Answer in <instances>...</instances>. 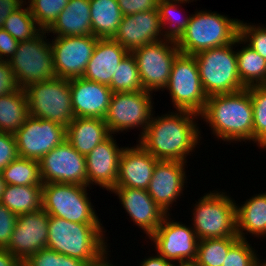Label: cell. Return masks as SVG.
I'll return each mask as SVG.
<instances>
[{
  "label": "cell",
  "mask_w": 266,
  "mask_h": 266,
  "mask_svg": "<svg viewBox=\"0 0 266 266\" xmlns=\"http://www.w3.org/2000/svg\"><path fill=\"white\" fill-rule=\"evenodd\" d=\"M239 37L266 60V25L239 22Z\"/></svg>",
  "instance_id": "ab89813d"
},
{
  "label": "cell",
  "mask_w": 266,
  "mask_h": 266,
  "mask_svg": "<svg viewBox=\"0 0 266 266\" xmlns=\"http://www.w3.org/2000/svg\"><path fill=\"white\" fill-rule=\"evenodd\" d=\"M187 2L173 0H159L157 9L162 24V39L177 43L183 36L191 14L181 16V8ZM181 6V7H179ZM180 8V9H179ZM180 14V16H178ZM182 17V18H181Z\"/></svg>",
  "instance_id": "1f68e13d"
},
{
  "label": "cell",
  "mask_w": 266,
  "mask_h": 266,
  "mask_svg": "<svg viewBox=\"0 0 266 266\" xmlns=\"http://www.w3.org/2000/svg\"><path fill=\"white\" fill-rule=\"evenodd\" d=\"M123 16L138 12L152 11L157 8L159 0H116Z\"/></svg>",
  "instance_id": "f6af8a7d"
},
{
  "label": "cell",
  "mask_w": 266,
  "mask_h": 266,
  "mask_svg": "<svg viewBox=\"0 0 266 266\" xmlns=\"http://www.w3.org/2000/svg\"><path fill=\"white\" fill-rule=\"evenodd\" d=\"M43 184L66 183L88 186L85 156L65 139L40 160Z\"/></svg>",
  "instance_id": "9a60e30c"
},
{
  "label": "cell",
  "mask_w": 266,
  "mask_h": 266,
  "mask_svg": "<svg viewBox=\"0 0 266 266\" xmlns=\"http://www.w3.org/2000/svg\"><path fill=\"white\" fill-rule=\"evenodd\" d=\"M14 137L19 157L39 161L66 139V128L56 122L29 115Z\"/></svg>",
  "instance_id": "5bb4252c"
},
{
  "label": "cell",
  "mask_w": 266,
  "mask_h": 266,
  "mask_svg": "<svg viewBox=\"0 0 266 266\" xmlns=\"http://www.w3.org/2000/svg\"><path fill=\"white\" fill-rule=\"evenodd\" d=\"M253 107V142L266 150V85L247 88Z\"/></svg>",
  "instance_id": "8d00e7d4"
},
{
  "label": "cell",
  "mask_w": 266,
  "mask_h": 266,
  "mask_svg": "<svg viewBox=\"0 0 266 266\" xmlns=\"http://www.w3.org/2000/svg\"><path fill=\"white\" fill-rule=\"evenodd\" d=\"M52 38L56 77L68 80L82 77L99 39L93 35Z\"/></svg>",
  "instance_id": "2e32d148"
},
{
  "label": "cell",
  "mask_w": 266,
  "mask_h": 266,
  "mask_svg": "<svg viewBox=\"0 0 266 266\" xmlns=\"http://www.w3.org/2000/svg\"><path fill=\"white\" fill-rule=\"evenodd\" d=\"M239 19L216 12L197 10L191 14L183 36L176 43L180 52H199L233 43L239 37Z\"/></svg>",
  "instance_id": "277c9868"
},
{
  "label": "cell",
  "mask_w": 266,
  "mask_h": 266,
  "mask_svg": "<svg viewBox=\"0 0 266 266\" xmlns=\"http://www.w3.org/2000/svg\"><path fill=\"white\" fill-rule=\"evenodd\" d=\"M22 263L6 249H0V266H21Z\"/></svg>",
  "instance_id": "681fc988"
},
{
  "label": "cell",
  "mask_w": 266,
  "mask_h": 266,
  "mask_svg": "<svg viewBox=\"0 0 266 266\" xmlns=\"http://www.w3.org/2000/svg\"><path fill=\"white\" fill-rule=\"evenodd\" d=\"M6 185L7 184H6L5 180L3 179L2 172H0V200H1V197H2V194L5 190Z\"/></svg>",
  "instance_id": "816d5d0a"
},
{
  "label": "cell",
  "mask_w": 266,
  "mask_h": 266,
  "mask_svg": "<svg viewBox=\"0 0 266 266\" xmlns=\"http://www.w3.org/2000/svg\"><path fill=\"white\" fill-rule=\"evenodd\" d=\"M239 237H224L199 240L194 266H222L229 249Z\"/></svg>",
  "instance_id": "836d02e7"
},
{
  "label": "cell",
  "mask_w": 266,
  "mask_h": 266,
  "mask_svg": "<svg viewBox=\"0 0 266 266\" xmlns=\"http://www.w3.org/2000/svg\"><path fill=\"white\" fill-rule=\"evenodd\" d=\"M239 44L240 47L243 45L240 50H236L237 69L242 85L245 88L266 85V60L240 37Z\"/></svg>",
  "instance_id": "4dcf8cb0"
},
{
  "label": "cell",
  "mask_w": 266,
  "mask_h": 266,
  "mask_svg": "<svg viewBox=\"0 0 266 266\" xmlns=\"http://www.w3.org/2000/svg\"><path fill=\"white\" fill-rule=\"evenodd\" d=\"M19 41L6 30L0 28V60L9 61L15 54Z\"/></svg>",
  "instance_id": "bcb514c9"
},
{
  "label": "cell",
  "mask_w": 266,
  "mask_h": 266,
  "mask_svg": "<svg viewBox=\"0 0 266 266\" xmlns=\"http://www.w3.org/2000/svg\"><path fill=\"white\" fill-rule=\"evenodd\" d=\"M238 45L239 37L231 44L208 49L194 55L201 85L207 96L234 93L245 89L237 69L235 47Z\"/></svg>",
  "instance_id": "8992f818"
},
{
  "label": "cell",
  "mask_w": 266,
  "mask_h": 266,
  "mask_svg": "<svg viewBox=\"0 0 266 266\" xmlns=\"http://www.w3.org/2000/svg\"><path fill=\"white\" fill-rule=\"evenodd\" d=\"M56 37L93 35L89 0H69L57 20L47 30Z\"/></svg>",
  "instance_id": "484cf974"
},
{
  "label": "cell",
  "mask_w": 266,
  "mask_h": 266,
  "mask_svg": "<svg viewBox=\"0 0 266 266\" xmlns=\"http://www.w3.org/2000/svg\"><path fill=\"white\" fill-rule=\"evenodd\" d=\"M109 253L106 254L101 260H99L97 263L87 265V266H115L114 263L111 262V260H108Z\"/></svg>",
  "instance_id": "f907efd6"
},
{
  "label": "cell",
  "mask_w": 266,
  "mask_h": 266,
  "mask_svg": "<svg viewBox=\"0 0 266 266\" xmlns=\"http://www.w3.org/2000/svg\"><path fill=\"white\" fill-rule=\"evenodd\" d=\"M174 111L161 116L153 112L137 143L158 160L187 163V156L200 146L202 135L197 121L200 116L190 111Z\"/></svg>",
  "instance_id": "6da1fadb"
},
{
  "label": "cell",
  "mask_w": 266,
  "mask_h": 266,
  "mask_svg": "<svg viewBox=\"0 0 266 266\" xmlns=\"http://www.w3.org/2000/svg\"><path fill=\"white\" fill-rule=\"evenodd\" d=\"M186 166V162L159 160L154 167L146 190L166 214H170L172 205L183 196L188 183Z\"/></svg>",
  "instance_id": "ac0fdd59"
},
{
  "label": "cell",
  "mask_w": 266,
  "mask_h": 266,
  "mask_svg": "<svg viewBox=\"0 0 266 266\" xmlns=\"http://www.w3.org/2000/svg\"><path fill=\"white\" fill-rule=\"evenodd\" d=\"M18 216L0 202V249H6Z\"/></svg>",
  "instance_id": "7bdbcfd3"
},
{
  "label": "cell",
  "mask_w": 266,
  "mask_h": 266,
  "mask_svg": "<svg viewBox=\"0 0 266 266\" xmlns=\"http://www.w3.org/2000/svg\"><path fill=\"white\" fill-rule=\"evenodd\" d=\"M156 255H151L142 259L143 261L140 262V266H175L170 261H167L164 257L159 255L157 252Z\"/></svg>",
  "instance_id": "c3c4849f"
},
{
  "label": "cell",
  "mask_w": 266,
  "mask_h": 266,
  "mask_svg": "<svg viewBox=\"0 0 266 266\" xmlns=\"http://www.w3.org/2000/svg\"><path fill=\"white\" fill-rule=\"evenodd\" d=\"M173 1H184V2H188V4H189V2L191 3V2H193L194 0H173ZM197 0H195V2H196Z\"/></svg>",
  "instance_id": "db71d44e"
},
{
  "label": "cell",
  "mask_w": 266,
  "mask_h": 266,
  "mask_svg": "<svg viewBox=\"0 0 266 266\" xmlns=\"http://www.w3.org/2000/svg\"><path fill=\"white\" fill-rule=\"evenodd\" d=\"M113 39L129 52L146 44L163 40L158 9L123 16Z\"/></svg>",
  "instance_id": "44dd1931"
},
{
  "label": "cell",
  "mask_w": 266,
  "mask_h": 266,
  "mask_svg": "<svg viewBox=\"0 0 266 266\" xmlns=\"http://www.w3.org/2000/svg\"><path fill=\"white\" fill-rule=\"evenodd\" d=\"M38 26L47 31L58 15L68 5L69 0H25Z\"/></svg>",
  "instance_id": "74e56055"
},
{
  "label": "cell",
  "mask_w": 266,
  "mask_h": 266,
  "mask_svg": "<svg viewBox=\"0 0 266 266\" xmlns=\"http://www.w3.org/2000/svg\"><path fill=\"white\" fill-rule=\"evenodd\" d=\"M29 115L56 122L65 128L74 120L68 79L56 77L25 88Z\"/></svg>",
  "instance_id": "9c48e42d"
},
{
  "label": "cell",
  "mask_w": 266,
  "mask_h": 266,
  "mask_svg": "<svg viewBox=\"0 0 266 266\" xmlns=\"http://www.w3.org/2000/svg\"><path fill=\"white\" fill-rule=\"evenodd\" d=\"M254 266H266V260L263 261L260 259L259 255L256 254Z\"/></svg>",
  "instance_id": "f5cc1de1"
},
{
  "label": "cell",
  "mask_w": 266,
  "mask_h": 266,
  "mask_svg": "<svg viewBox=\"0 0 266 266\" xmlns=\"http://www.w3.org/2000/svg\"><path fill=\"white\" fill-rule=\"evenodd\" d=\"M2 28L19 42L32 39L42 31L26 3L6 18Z\"/></svg>",
  "instance_id": "e575fe53"
},
{
  "label": "cell",
  "mask_w": 266,
  "mask_h": 266,
  "mask_svg": "<svg viewBox=\"0 0 266 266\" xmlns=\"http://www.w3.org/2000/svg\"><path fill=\"white\" fill-rule=\"evenodd\" d=\"M23 266H87L81 259L60 254L55 250L43 248L37 253L30 255Z\"/></svg>",
  "instance_id": "f35d334b"
},
{
  "label": "cell",
  "mask_w": 266,
  "mask_h": 266,
  "mask_svg": "<svg viewBox=\"0 0 266 266\" xmlns=\"http://www.w3.org/2000/svg\"><path fill=\"white\" fill-rule=\"evenodd\" d=\"M175 110L200 115L208 96L201 85L198 66L193 55L180 53L174 60L167 86Z\"/></svg>",
  "instance_id": "30bf717a"
},
{
  "label": "cell",
  "mask_w": 266,
  "mask_h": 266,
  "mask_svg": "<svg viewBox=\"0 0 266 266\" xmlns=\"http://www.w3.org/2000/svg\"><path fill=\"white\" fill-rule=\"evenodd\" d=\"M199 116V120L209 124L207 126L218 141L253 143V107L247 88L208 96Z\"/></svg>",
  "instance_id": "7a4b0ae2"
},
{
  "label": "cell",
  "mask_w": 266,
  "mask_h": 266,
  "mask_svg": "<svg viewBox=\"0 0 266 266\" xmlns=\"http://www.w3.org/2000/svg\"><path fill=\"white\" fill-rule=\"evenodd\" d=\"M128 53L113 38L99 39L82 77L109 86L118 65Z\"/></svg>",
  "instance_id": "cb8c5ba5"
},
{
  "label": "cell",
  "mask_w": 266,
  "mask_h": 266,
  "mask_svg": "<svg viewBox=\"0 0 266 266\" xmlns=\"http://www.w3.org/2000/svg\"><path fill=\"white\" fill-rule=\"evenodd\" d=\"M18 157L13 133L0 131V172Z\"/></svg>",
  "instance_id": "b9f144b4"
},
{
  "label": "cell",
  "mask_w": 266,
  "mask_h": 266,
  "mask_svg": "<svg viewBox=\"0 0 266 266\" xmlns=\"http://www.w3.org/2000/svg\"><path fill=\"white\" fill-rule=\"evenodd\" d=\"M110 135L105 120L100 118L75 117L66 128V140L84 156Z\"/></svg>",
  "instance_id": "d4e9b609"
},
{
  "label": "cell",
  "mask_w": 266,
  "mask_h": 266,
  "mask_svg": "<svg viewBox=\"0 0 266 266\" xmlns=\"http://www.w3.org/2000/svg\"><path fill=\"white\" fill-rule=\"evenodd\" d=\"M124 148L117 145L111 134L85 156L89 187L97 185L111 193L116 186L120 157Z\"/></svg>",
  "instance_id": "ffe728a7"
},
{
  "label": "cell",
  "mask_w": 266,
  "mask_h": 266,
  "mask_svg": "<svg viewBox=\"0 0 266 266\" xmlns=\"http://www.w3.org/2000/svg\"><path fill=\"white\" fill-rule=\"evenodd\" d=\"M244 204L236 203L237 235L248 240L246 235L266 238V191L254 194ZM245 231V232H244ZM249 233V234H248Z\"/></svg>",
  "instance_id": "4316f807"
},
{
  "label": "cell",
  "mask_w": 266,
  "mask_h": 266,
  "mask_svg": "<svg viewBox=\"0 0 266 266\" xmlns=\"http://www.w3.org/2000/svg\"><path fill=\"white\" fill-rule=\"evenodd\" d=\"M257 252L249 241L239 239L229 249L222 266H254Z\"/></svg>",
  "instance_id": "60d3db41"
},
{
  "label": "cell",
  "mask_w": 266,
  "mask_h": 266,
  "mask_svg": "<svg viewBox=\"0 0 266 266\" xmlns=\"http://www.w3.org/2000/svg\"><path fill=\"white\" fill-rule=\"evenodd\" d=\"M49 215L44 209L18 215L16 226L6 248L21 263L46 248Z\"/></svg>",
  "instance_id": "e0dca14e"
},
{
  "label": "cell",
  "mask_w": 266,
  "mask_h": 266,
  "mask_svg": "<svg viewBox=\"0 0 266 266\" xmlns=\"http://www.w3.org/2000/svg\"><path fill=\"white\" fill-rule=\"evenodd\" d=\"M69 84L75 117H106L113 94L109 86L83 77L70 79Z\"/></svg>",
  "instance_id": "7402d4cb"
},
{
  "label": "cell",
  "mask_w": 266,
  "mask_h": 266,
  "mask_svg": "<svg viewBox=\"0 0 266 266\" xmlns=\"http://www.w3.org/2000/svg\"><path fill=\"white\" fill-rule=\"evenodd\" d=\"M19 89L9 61L0 60V96L12 94Z\"/></svg>",
  "instance_id": "ee69618b"
},
{
  "label": "cell",
  "mask_w": 266,
  "mask_h": 266,
  "mask_svg": "<svg viewBox=\"0 0 266 266\" xmlns=\"http://www.w3.org/2000/svg\"><path fill=\"white\" fill-rule=\"evenodd\" d=\"M195 201L191 225L199 240L239 237L236 201L224 190H213Z\"/></svg>",
  "instance_id": "5b68a950"
},
{
  "label": "cell",
  "mask_w": 266,
  "mask_h": 266,
  "mask_svg": "<svg viewBox=\"0 0 266 266\" xmlns=\"http://www.w3.org/2000/svg\"><path fill=\"white\" fill-rule=\"evenodd\" d=\"M25 2V0H0V28L3 27L6 18Z\"/></svg>",
  "instance_id": "7dc6e473"
},
{
  "label": "cell",
  "mask_w": 266,
  "mask_h": 266,
  "mask_svg": "<svg viewBox=\"0 0 266 266\" xmlns=\"http://www.w3.org/2000/svg\"><path fill=\"white\" fill-rule=\"evenodd\" d=\"M102 224H82L49 216L46 248L81 259L87 265L108 254L106 230Z\"/></svg>",
  "instance_id": "3957f363"
},
{
  "label": "cell",
  "mask_w": 266,
  "mask_h": 266,
  "mask_svg": "<svg viewBox=\"0 0 266 266\" xmlns=\"http://www.w3.org/2000/svg\"><path fill=\"white\" fill-rule=\"evenodd\" d=\"M1 172L7 185H43L39 161L36 160L18 156Z\"/></svg>",
  "instance_id": "d6a6232c"
},
{
  "label": "cell",
  "mask_w": 266,
  "mask_h": 266,
  "mask_svg": "<svg viewBox=\"0 0 266 266\" xmlns=\"http://www.w3.org/2000/svg\"><path fill=\"white\" fill-rule=\"evenodd\" d=\"M151 94L153 93L146 90L113 93L104 118L110 133L120 134L138 128L142 129L138 135L140 138L153 115L154 95Z\"/></svg>",
  "instance_id": "8fae6325"
},
{
  "label": "cell",
  "mask_w": 266,
  "mask_h": 266,
  "mask_svg": "<svg viewBox=\"0 0 266 266\" xmlns=\"http://www.w3.org/2000/svg\"><path fill=\"white\" fill-rule=\"evenodd\" d=\"M46 33L42 30L36 37L20 41L15 54L9 59L21 89L56 78L53 53Z\"/></svg>",
  "instance_id": "ba28073f"
},
{
  "label": "cell",
  "mask_w": 266,
  "mask_h": 266,
  "mask_svg": "<svg viewBox=\"0 0 266 266\" xmlns=\"http://www.w3.org/2000/svg\"><path fill=\"white\" fill-rule=\"evenodd\" d=\"M159 160L139 143L122 151L115 188L147 189Z\"/></svg>",
  "instance_id": "603a6c76"
},
{
  "label": "cell",
  "mask_w": 266,
  "mask_h": 266,
  "mask_svg": "<svg viewBox=\"0 0 266 266\" xmlns=\"http://www.w3.org/2000/svg\"><path fill=\"white\" fill-rule=\"evenodd\" d=\"M29 116L25 89L0 96V131L15 133Z\"/></svg>",
  "instance_id": "f546056e"
},
{
  "label": "cell",
  "mask_w": 266,
  "mask_h": 266,
  "mask_svg": "<svg viewBox=\"0 0 266 266\" xmlns=\"http://www.w3.org/2000/svg\"><path fill=\"white\" fill-rule=\"evenodd\" d=\"M131 53L135 57L143 89L152 93L164 91L174 60L181 53L177 44L163 39L138 47Z\"/></svg>",
  "instance_id": "4fadbf2b"
},
{
  "label": "cell",
  "mask_w": 266,
  "mask_h": 266,
  "mask_svg": "<svg viewBox=\"0 0 266 266\" xmlns=\"http://www.w3.org/2000/svg\"><path fill=\"white\" fill-rule=\"evenodd\" d=\"M92 34L98 39L113 38L123 14L116 0H89Z\"/></svg>",
  "instance_id": "83f0119b"
},
{
  "label": "cell",
  "mask_w": 266,
  "mask_h": 266,
  "mask_svg": "<svg viewBox=\"0 0 266 266\" xmlns=\"http://www.w3.org/2000/svg\"><path fill=\"white\" fill-rule=\"evenodd\" d=\"M111 192L118 196L127 216L148 238L157 230L167 215L145 189L114 188Z\"/></svg>",
  "instance_id": "d6986e66"
},
{
  "label": "cell",
  "mask_w": 266,
  "mask_h": 266,
  "mask_svg": "<svg viewBox=\"0 0 266 266\" xmlns=\"http://www.w3.org/2000/svg\"><path fill=\"white\" fill-rule=\"evenodd\" d=\"M109 87L113 93L144 90L135 57L131 52L118 65Z\"/></svg>",
  "instance_id": "d590c367"
},
{
  "label": "cell",
  "mask_w": 266,
  "mask_h": 266,
  "mask_svg": "<svg viewBox=\"0 0 266 266\" xmlns=\"http://www.w3.org/2000/svg\"><path fill=\"white\" fill-rule=\"evenodd\" d=\"M0 202L15 215L42 209V186L6 185Z\"/></svg>",
  "instance_id": "f1b7e54d"
},
{
  "label": "cell",
  "mask_w": 266,
  "mask_h": 266,
  "mask_svg": "<svg viewBox=\"0 0 266 266\" xmlns=\"http://www.w3.org/2000/svg\"><path fill=\"white\" fill-rule=\"evenodd\" d=\"M170 215L148 239L154 243L155 251L175 266L191 265L197 257L199 238L191 224L173 220Z\"/></svg>",
  "instance_id": "7c38bea8"
},
{
  "label": "cell",
  "mask_w": 266,
  "mask_h": 266,
  "mask_svg": "<svg viewBox=\"0 0 266 266\" xmlns=\"http://www.w3.org/2000/svg\"><path fill=\"white\" fill-rule=\"evenodd\" d=\"M86 185L46 183L42 185V209L49 216L82 224L101 223Z\"/></svg>",
  "instance_id": "52a82bcc"
}]
</instances>
